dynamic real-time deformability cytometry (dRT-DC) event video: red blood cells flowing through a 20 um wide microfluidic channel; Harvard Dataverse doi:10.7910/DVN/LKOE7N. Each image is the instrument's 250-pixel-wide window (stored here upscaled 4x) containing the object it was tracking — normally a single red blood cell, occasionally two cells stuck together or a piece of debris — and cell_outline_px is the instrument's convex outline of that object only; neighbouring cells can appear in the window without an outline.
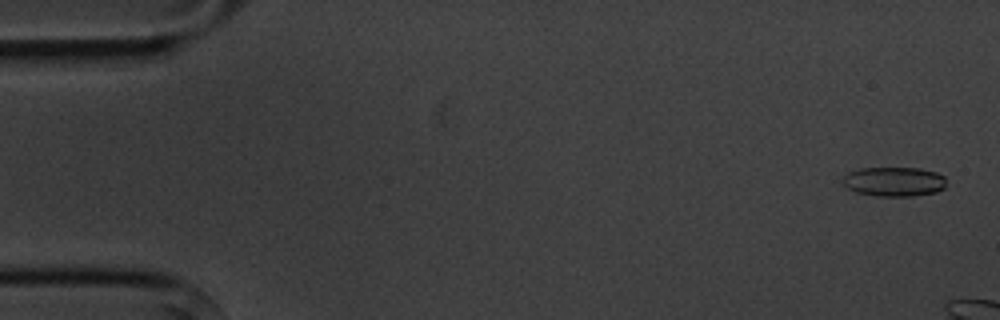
{"species": "common noctule bat (a hibernating species)", "species_latin": "Nyctalus noctula", "temperature_condition": "cold", "stored_images_in_passage": 3, "camera_frame_rate_fps": 3000, "um_per_image_px": 0.085, "animal": {"sex": "male", "body_mass_g": 20.1, "forearm_length_mm": 53.5}, "frame": {"image": 1, "passage_image": 1, "time_ms": 0.0, "image_size_px": [1000, 320], "cell_outline_px": [[944, 188], [936, 192], [912, 196], [876, 196], [856, 192], [848, 188], [840, 180], [848, 172], [860, 168], [920, 168], [936, 172], [944, 176]], "centroid_in_image_um": [75.97, 15.43], "position_along_channel_um": 9.0, "area_um2": 17.8}}